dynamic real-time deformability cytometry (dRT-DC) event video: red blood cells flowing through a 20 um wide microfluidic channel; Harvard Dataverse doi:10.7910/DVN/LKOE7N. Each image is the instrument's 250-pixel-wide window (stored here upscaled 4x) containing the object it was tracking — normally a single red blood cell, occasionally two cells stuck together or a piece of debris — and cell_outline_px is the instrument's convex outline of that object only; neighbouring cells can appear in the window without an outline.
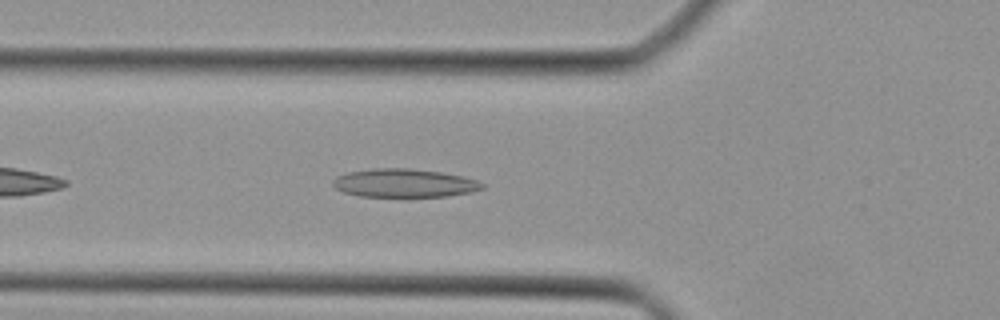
{"species": "Egyptian fruit bat (a non-hibernating species)", "species_latin": "Rousettus aegyptiacus", "temperature_condition": "cold", "stored_images_in_passage": 25, "camera_frame_rate_fps": 3000, "um_per_image_px": 0.085, "animal": {"sex": "female"}, "frame": {"image": 1, "passage_image": 5, "time_ms": 1.333, "image_size_px": [1000, 320], "cell_outline_px": [[484, 188], [472, 192], [448, 196], [360, 196], [344, 192], [336, 188], [332, 184], [332, 180], [336, 176], [348, 172], [368, 168], [408, 168], [440, 172], [464, 176], [476, 180], [484, 184]], "centroid_in_image_um": [34.35, 15.55], "position_along_channel_um": 91.4, "area_um2": 24.74}}
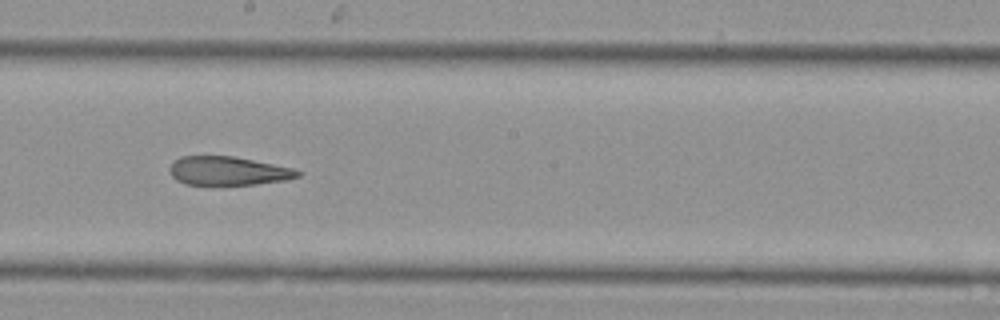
{"frame": {"image": 2, "passage_image": 14, "time_ms": 4.333, "image_size_px": [1000, 320], "cell_outline_px": [[300, 176], [288, 180], [256, 184], [184, 184], [176, 180], [168, 172], [168, 168], [180, 156], [232, 156], [292, 168], [300, 172]], "centroid_in_image_um": [19.36, 14.53], "position_along_channel_um": 228.8, "area_um2": 21.21}}
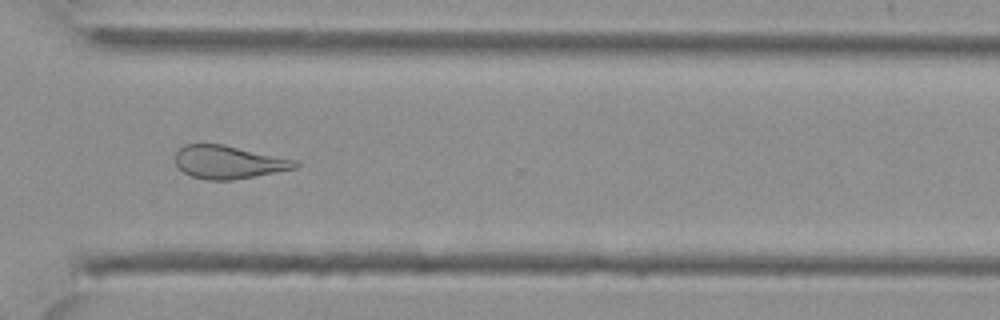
{"frame": {"image": 3, "passage_image": 22, "time_ms": 7.0, "image_size_px": [1000, 320], "cell_outline_px": [[300, 164], [296, 168], [232, 180], [208, 180], [192, 176], [184, 172], [176, 164], [176, 152], [184, 144], [224, 144], [296, 160]], "centroid_in_image_um": [19.42, 13.77], "position_along_channel_um": 351.2, "area_um2": 22.89}}